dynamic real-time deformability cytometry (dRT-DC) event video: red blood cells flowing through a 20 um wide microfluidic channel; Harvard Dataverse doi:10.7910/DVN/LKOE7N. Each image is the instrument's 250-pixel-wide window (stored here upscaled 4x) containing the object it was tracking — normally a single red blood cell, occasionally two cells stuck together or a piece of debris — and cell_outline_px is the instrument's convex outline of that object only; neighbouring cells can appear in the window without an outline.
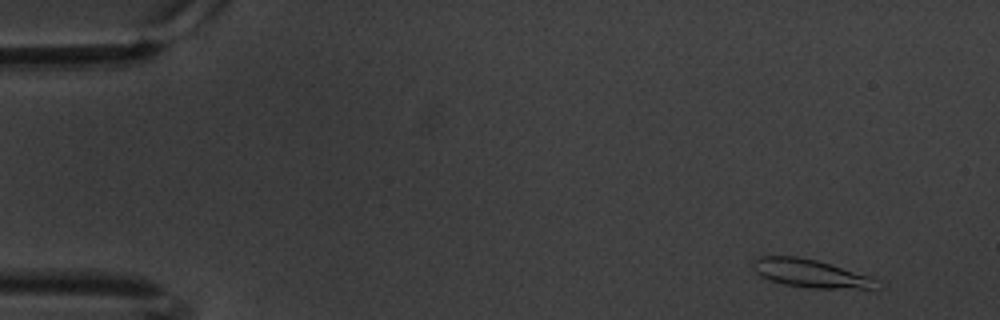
{"species": "common noctule bat (a hibernating species)", "species_latin": "Nyctalus noctula", "temperature_condition": "warm", "stored_images_in_passage": 59, "camera_frame_rate_fps": 3000, "um_per_image_px": 0.085, "animal": {"sex": "male", "body_mass_g": 20.1, "forearm_length_mm": 53.5}, "frame": {"image": 1, "passage_image": 4, "time_ms": 1.0, "image_size_px": [1000, 320], "cell_outline_px": [[880, 280], [876, 288], [808, 288], [784, 284], [760, 276], [752, 268], [752, 260], [760, 256], [796, 256], [816, 260], [872, 276]], "centroid_in_image_um": [68.89, 23.23], "position_along_channel_um": 16.1, "area_um2": 20.29}}
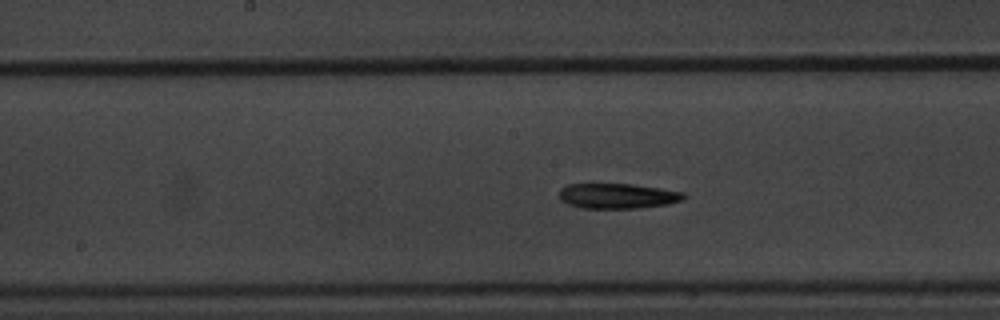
{"frame": {"image": 2, "passage_image": 30, "time_ms": 9.667, "image_size_px": [1000, 320], "cell_outline_px": [[684, 196], [680, 200], [668, 204], [640, 208], [580, 208], [568, 204], [560, 200], [560, 188], [568, 184], [592, 180], [632, 184], [660, 188], [684, 192]], "centroid_in_image_um": [52.37, 16.6], "position_along_channel_um": 195.8, "area_um2": 19.13}}
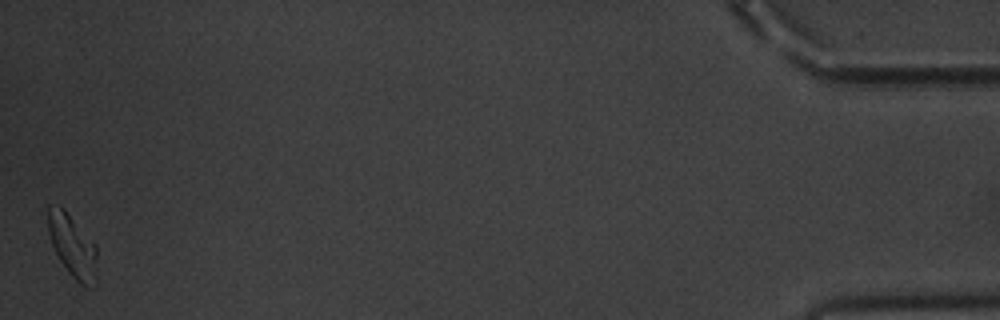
{"frame": {"image": 3, "passage_image": 59, "time_ms": 19.333, "image_size_px": [1000, 320], "cell_outline_px": [[96, 284], [92, 288], [80, 284], [68, 272], [60, 260], [52, 244], [48, 232], [48, 208], [64, 208], [96, 244]], "centroid_in_image_um": [6.2, 20.96], "position_along_channel_um": 429.0, "area_um2": 17.69}, "authors_computed_cell_mechanics": {"area_um2": 18.9006, "velocity_mm_per_s": 3.348, "shape_relaxation_time_tau1_ms": 4.8998, "shape_relaxation_time_tau2_ms": 6.4831, "deformation_change_tau1": 0.1507, "deformation_change_tau2": 0.1466}}